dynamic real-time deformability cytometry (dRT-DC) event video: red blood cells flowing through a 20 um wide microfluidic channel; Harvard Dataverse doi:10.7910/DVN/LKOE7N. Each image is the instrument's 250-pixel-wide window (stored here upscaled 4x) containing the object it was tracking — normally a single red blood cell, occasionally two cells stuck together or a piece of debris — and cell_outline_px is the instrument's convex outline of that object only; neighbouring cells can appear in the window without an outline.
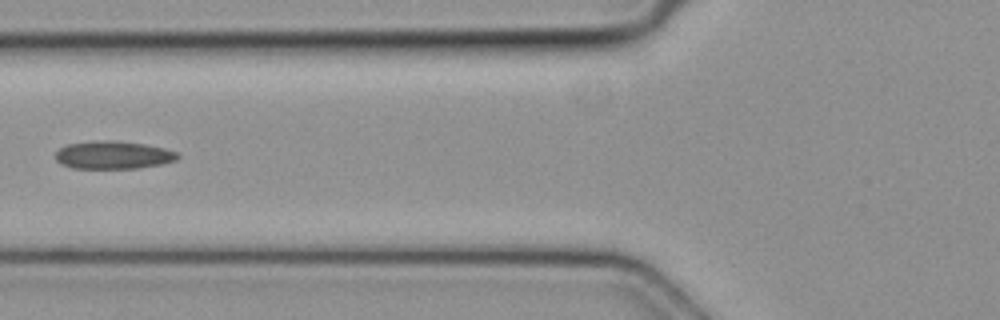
{"species": "common noctule bat (a hibernating species)", "species_latin": "Nyctalus noctula", "temperature_condition": "cold", "stored_images_in_passage": 7, "camera_frame_rate_fps": 3000, "um_per_image_px": 0.085, "animal": {"sex": "female", "body_mass_g": 19.3, "forearm_length_mm": 54.1}, "frame": {"image": 1, "passage_image": 6, "time_ms": 1.667, "image_size_px": [1000, 320], "cell_outline_px": [[180, 156], [176, 160], [160, 164], [140, 168], [72, 168], [60, 164], [56, 160], [56, 152], [60, 148], [68, 144], [104, 140], [112, 140], [144, 144], [164, 148], [176, 152]], "centroid_in_image_um": [9.62, 13.18], "position_along_channel_um": 116.2, "area_um2": 19.71}}
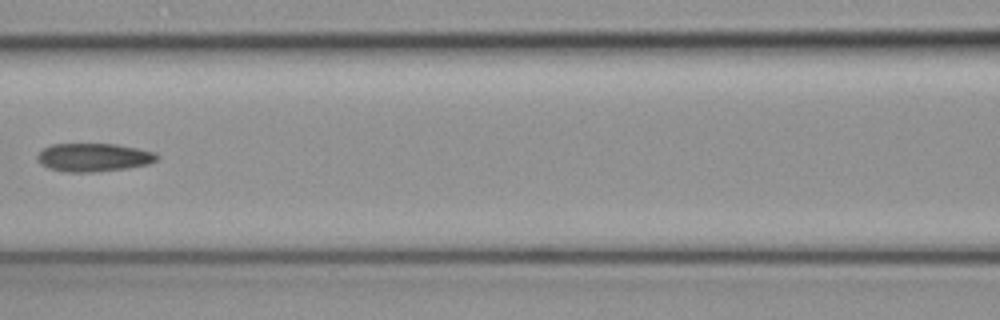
{"frame": {"image": 2, "passage_image": 7, "time_ms": 2.0, "image_size_px": [1000, 320], "cell_outline_px": [[160, 156], [156, 160], [148, 164], [128, 168], [92, 172], [64, 172], [48, 168], [40, 164], [36, 160], [36, 156], [44, 148], [52, 144], [116, 144], [156, 152]], "centroid_in_image_um": [7.94, 13.38], "position_along_channel_um": 158.7, "area_um2": 19.83}}